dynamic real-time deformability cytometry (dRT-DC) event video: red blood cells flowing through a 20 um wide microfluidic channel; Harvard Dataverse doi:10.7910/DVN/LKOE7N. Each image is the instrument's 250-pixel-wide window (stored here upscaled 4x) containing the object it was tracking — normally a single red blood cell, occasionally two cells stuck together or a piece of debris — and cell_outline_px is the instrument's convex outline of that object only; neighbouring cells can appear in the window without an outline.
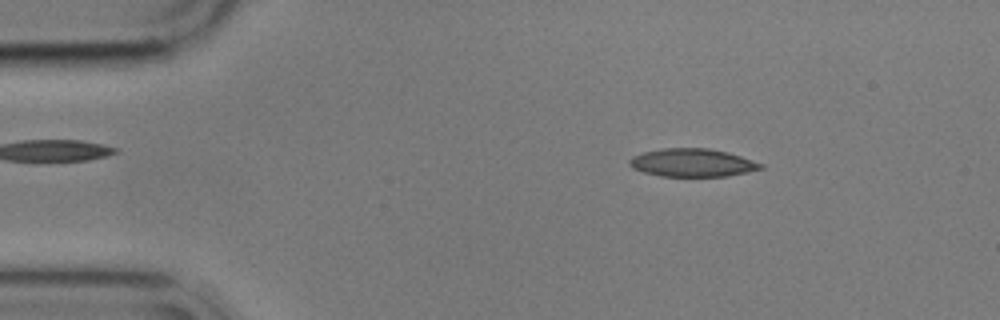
{"species": "common noctule bat (a hibernating species)", "species_latin": "Nyctalus noctula", "temperature_condition": "cold", "stored_images_in_passage": 54, "camera_frame_rate_fps": 3000, "um_per_image_px": 0.085, "animal": {"sex": "male", "body_mass_g": 17.9}, "frame": {"image": 1, "passage_image": 7, "time_ms": 2.0, "image_size_px": [1000, 320], "cell_outline_px": [[764, 168], [748, 172], [728, 176], [660, 176], [644, 172], [632, 168], [628, 164], [628, 160], [632, 156], [644, 152], [664, 148], [708, 148], [728, 152], [764, 164]], "centroid_in_image_um": [58.85, 13.83], "position_along_channel_um": 26.2, "area_um2": 21.5}}
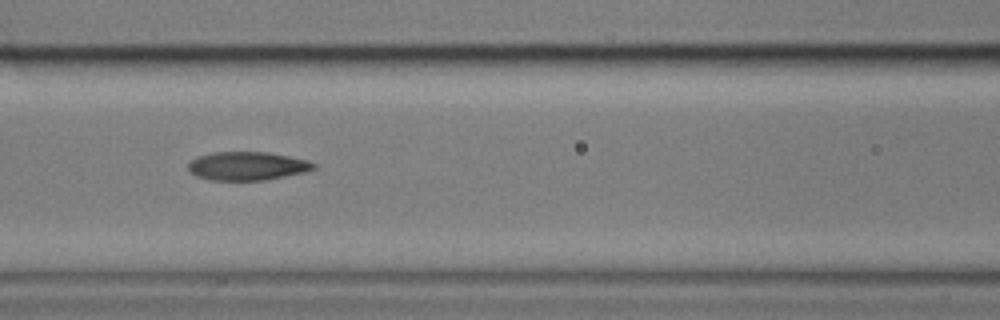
{"frame": {"image": 2, "passage_image": 22, "time_ms": 7.0, "image_size_px": [1000, 320], "cell_outline_px": [[316, 168], [304, 172], [264, 180], [212, 180], [196, 176], [188, 168], [188, 164], [196, 156], [212, 152], [268, 152], [308, 160], [316, 164]], "centroid_in_image_um": [21.01, 14.1], "position_along_channel_um": 145.6, "area_um2": 20.75}}
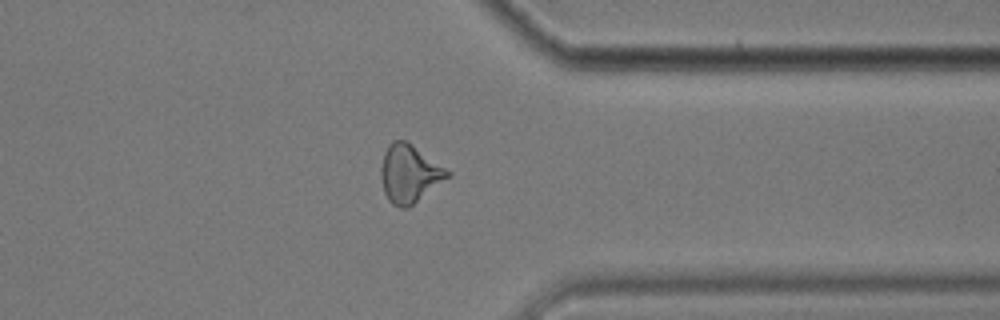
{"frame": {"image": 3, "passage_image": 42, "time_ms": 13.667, "image_size_px": [1000, 320], "cell_outline_px": [[452, 176], [408, 208], [400, 208], [392, 204], [388, 200], [384, 192], [380, 176], [380, 168], [384, 152], [388, 144], [392, 140], [404, 140], [412, 144], [452, 172]], "centroid_in_image_um": [34.81, 14.77], "position_along_channel_um": 376.6, "area_um2": 22.77}, "authors_computed_cell_mechanics": {"area_um2": 21.6172, "velocity_mm_per_s": 3.555, "shape_relaxation_time_tau1_ms": 8.0061, "shape_relaxation_time_tau2_ms": 2.9255, "deformation_change_tau1": 0.1924, "deformation_change_tau2": 0.099}}